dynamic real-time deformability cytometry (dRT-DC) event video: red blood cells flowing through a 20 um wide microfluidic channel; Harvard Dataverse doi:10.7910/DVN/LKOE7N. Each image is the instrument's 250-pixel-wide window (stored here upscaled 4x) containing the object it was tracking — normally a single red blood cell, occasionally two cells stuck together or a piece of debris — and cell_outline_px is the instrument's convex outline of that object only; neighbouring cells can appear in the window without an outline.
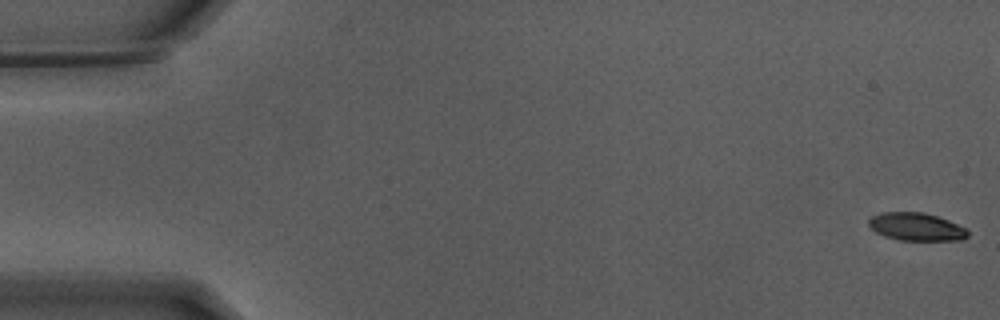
{"species": "Egyptian fruit bat (a non-hibernating species)", "species_latin": "Rousettus aegyptiacus", "temperature_condition": "warm", "stored_images_in_passage": 7, "camera_frame_rate_fps": 3000, "um_per_image_px": 0.085, "animal": {"sex": "male"}, "frame": {"image": 1, "passage_image": 1, "time_ms": 0.0, "image_size_px": [1000, 320], "cell_outline_px": [[968, 236], [964, 240], [900, 240], [884, 236], [876, 232], [868, 224], [868, 220], [872, 216], [880, 212], [924, 212], [948, 220], [964, 228], [968, 232]], "centroid_in_image_um": [77.86, 19.27], "position_along_channel_um": 7.1, "area_um2": 16.01}}